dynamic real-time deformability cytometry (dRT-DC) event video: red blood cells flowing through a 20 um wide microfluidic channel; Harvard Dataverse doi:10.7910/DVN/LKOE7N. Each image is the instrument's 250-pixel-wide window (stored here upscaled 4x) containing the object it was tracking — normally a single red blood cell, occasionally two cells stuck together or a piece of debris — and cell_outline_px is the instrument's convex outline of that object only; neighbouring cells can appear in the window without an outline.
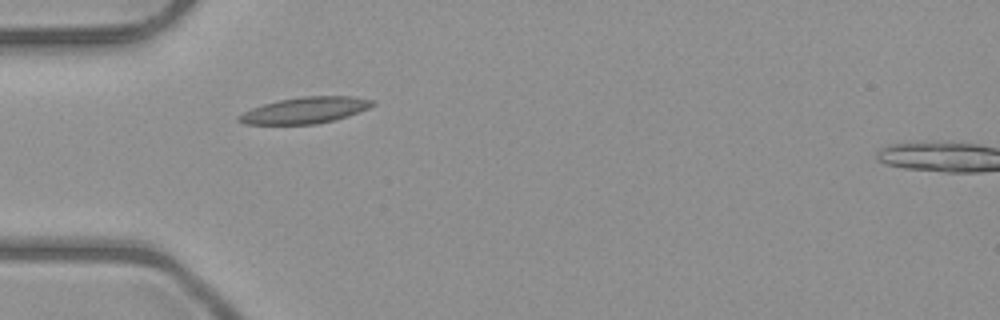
{"species": "common noctule bat (a hibernating species)", "species_latin": "Nyctalus noctula", "temperature_condition": "room temperature", "stored_images_in_passage": 33, "camera_frame_rate_fps": 3000, "um_per_image_px": 0.085, "animal": {"sex": "male", "body_mass_g": 23.1, "forearm_length_mm": 52.7}, "frame": {"image": 1, "passage_image": 1, "time_ms": 0.0, "image_size_px": [1000, 320], "cell_outline_px": [[376, 104], [368, 108], [348, 116], [316, 124], [244, 124], [236, 120], [236, 116], [252, 108], [276, 100], [304, 96], [352, 96], [376, 100]], "centroid_in_image_um": [25.93, 9.36], "position_along_channel_um": 59.1, "area_um2": 20.52}}
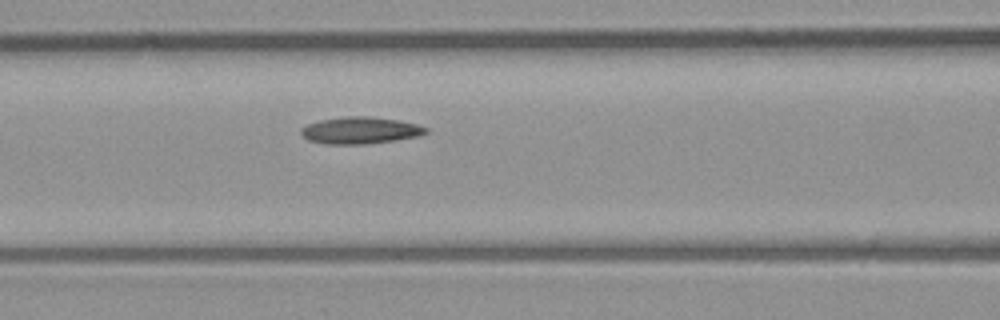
{"frame": {"image": 2, "passage_image": 7, "time_ms": 2.0, "image_size_px": [1000, 320], "cell_outline_px": [[428, 132], [416, 136], [392, 140], [364, 144], [328, 144], [308, 140], [300, 132], [300, 128], [308, 124], [320, 120], [348, 116], [368, 116], [400, 120], [416, 124], [428, 128]], "centroid_in_image_um": [30.6, 11.07], "position_along_channel_um": 136.0, "area_um2": 19.31}}
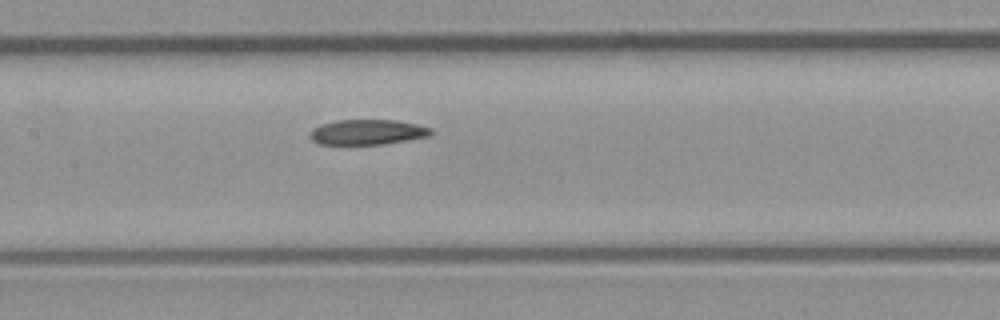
{"frame": {"image": 3, "passage_image": 10, "time_ms": 3.0, "image_size_px": [1000, 320], "cell_outline_px": [[432, 132], [428, 136], [384, 144], [316, 144], [308, 136], [308, 132], [312, 128], [320, 124], [336, 120], [396, 120], [416, 124], [432, 128]], "centroid_in_image_um": [31.16, 11.22], "position_along_channel_um": 176.2, "area_um2": 17.86}, "authors_computed_cell_mechanics": {"area_um2": 15.9528, "velocity_mm_per_s": 4.05, "shape_relaxation_time_tau1_ms": null, "shape_relaxation_time_tau2_ms": 5.6906, "deformation_change_tau1": null, "deformation_change_tau2": 0.1017}}